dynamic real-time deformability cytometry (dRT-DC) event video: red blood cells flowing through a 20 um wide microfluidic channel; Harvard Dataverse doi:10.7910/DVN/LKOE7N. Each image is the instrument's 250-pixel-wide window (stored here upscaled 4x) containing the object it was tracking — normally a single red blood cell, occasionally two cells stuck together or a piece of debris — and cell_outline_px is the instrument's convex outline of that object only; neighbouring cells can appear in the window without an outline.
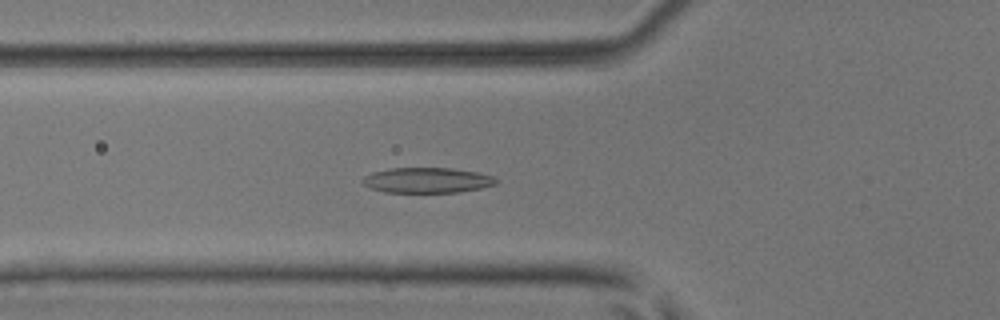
{"species": "common noctule bat (a hibernating species)", "species_latin": "Nyctalus noctula", "temperature_condition": "room temperature", "stored_images_in_passage": 52, "camera_frame_rate_fps": 3000, "um_per_image_px": 0.085, "animal": {"sex": "male", "body_mass_g": 17.9, "forearm_length_mm": 54.2}, "frame": {"image": 1, "passage_image": 19, "time_ms": 6.0, "image_size_px": [1000, 320], "cell_outline_px": [[500, 180], [496, 184], [480, 188], [460, 192], [384, 192], [372, 188], [364, 184], [360, 180], [364, 176], [372, 172], [392, 168], [452, 168], [476, 172], [492, 176]], "centroid_in_image_um": [36.31, 15.32], "position_along_channel_um": 89.5, "area_um2": 19.65}}
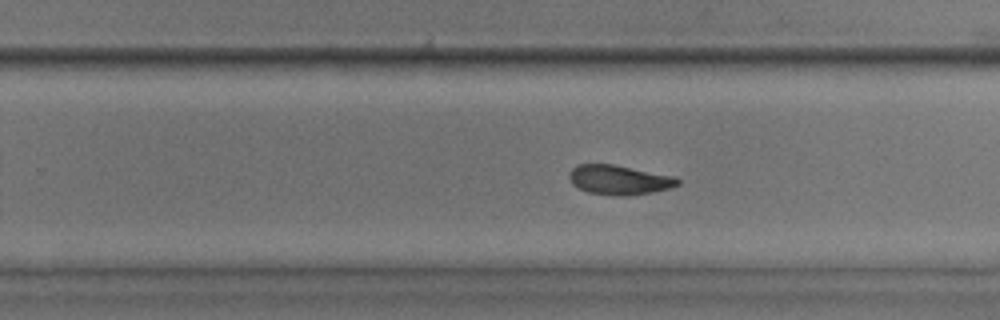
{"frame": {"image": 2, "passage_image": 33, "time_ms": 10.667, "image_size_px": [1000, 320], "cell_outline_px": [[680, 184], [668, 188], [652, 192], [624, 196], [620, 196], [588, 192], [572, 184], [568, 176], [568, 172], [576, 164], [612, 164], [672, 176], [680, 180]], "centroid_in_image_um": [52.57, 15.28], "position_along_channel_um": 277.2, "area_um2": 18.44}}
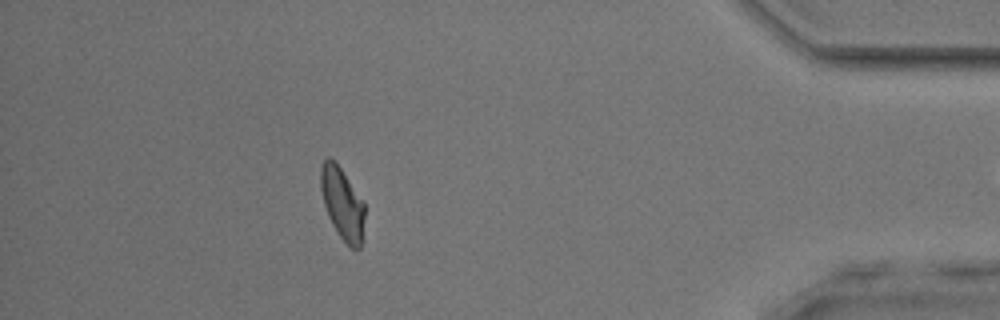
{"frame": {"image": 3, "passage_image": 46, "time_ms": 15.0, "image_size_px": [1000, 320], "cell_outline_px": [[364, 216], [360, 248], [356, 252], [340, 236], [332, 224], [328, 216], [324, 204], [320, 188], [320, 168], [324, 160], [328, 156], [336, 160], [364, 200]], "centroid_in_image_um": [29.09, 17.23], "position_along_channel_um": 406.1, "area_um2": 18.67}, "authors_computed_cell_mechanics": {"area_um2": 19.3052, "velocity_mm_per_s": 4.0288, "shape_relaxation_time_tau1_ms": 6.2746, "shape_relaxation_time_tau2_ms": 2.9424, "deformation_change_tau1": 0.1712, "deformation_change_tau2": 0.0988}}